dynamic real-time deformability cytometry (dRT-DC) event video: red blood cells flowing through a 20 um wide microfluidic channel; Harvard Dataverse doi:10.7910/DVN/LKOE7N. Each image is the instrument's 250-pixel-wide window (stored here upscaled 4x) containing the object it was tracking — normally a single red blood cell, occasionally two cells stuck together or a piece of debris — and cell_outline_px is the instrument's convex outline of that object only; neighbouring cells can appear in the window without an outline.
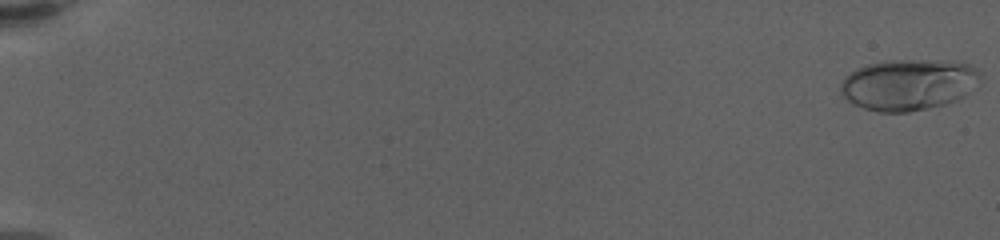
{"species": "human", "species_latin": "Homo sapiens", "temperature_condition": "warm", "stored_images_in_passage": 17, "camera_frame_rate_fps": 3000, "um_per_image_px": 0.085, "donor": {"sex": "female"}, "frame": {"image": 1, "passage_image": 1, "time_ms": 0.0, "image_size_px": [1000, 240], "cell_outline_px": [[980, 76], [968, 92], [964, 96], [956, 100], [944, 104], [928, 108], [908, 112], [880, 112], [864, 108], [852, 104], [844, 96], [840, 88], [840, 84], [844, 76], [856, 68], [868, 64], [884, 60], [924, 60], [972, 64], [980, 72]], "centroid_in_image_um": [77.16, 7.19], "position_along_channel_um": 7.8, "area_um2": 41.44}}